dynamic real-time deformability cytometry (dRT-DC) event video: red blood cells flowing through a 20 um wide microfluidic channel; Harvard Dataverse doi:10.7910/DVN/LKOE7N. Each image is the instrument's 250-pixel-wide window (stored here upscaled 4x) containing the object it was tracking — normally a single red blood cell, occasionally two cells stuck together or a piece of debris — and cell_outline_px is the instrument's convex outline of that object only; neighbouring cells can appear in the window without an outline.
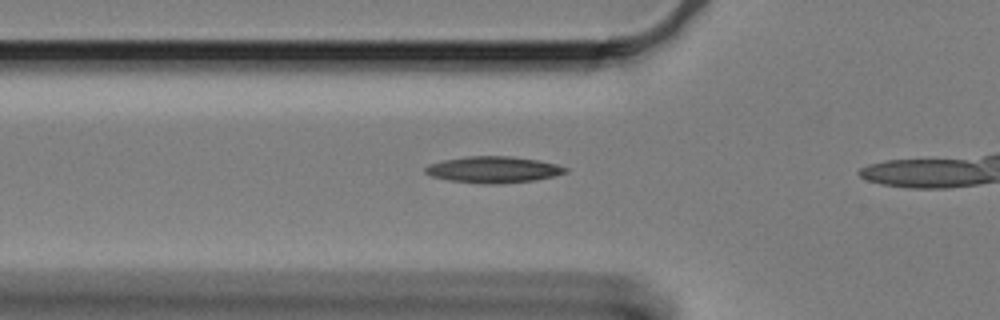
{"species": "Egyptian fruit bat (a non-hibernating species)", "species_latin": "Rousettus aegyptiacus", "temperature_condition": "cold", "stored_images_in_passage": 15, "camera_frame_rate_fps": 3000, "um_per_image_px": 0.085, "animal": {"sex": "female"}, "frame": {"image": 1, "passage_image": 9, "time_ms": 2.667, "image_size_px": [1000, 320], "cell_outline_px": [[568, 172], [536, 180], [500, 184], [480, 184], [448, 180], [432, 176], [424, 172], [424, 168], [428, 164], [444, 160], [464, 156], [512, 156], [536, 160], [556, 164], [568, 168]], "centroid_in_image_um": [41.91, 14.42], "position_along_channel_um": 83.9, "area_um2": 21.68}}
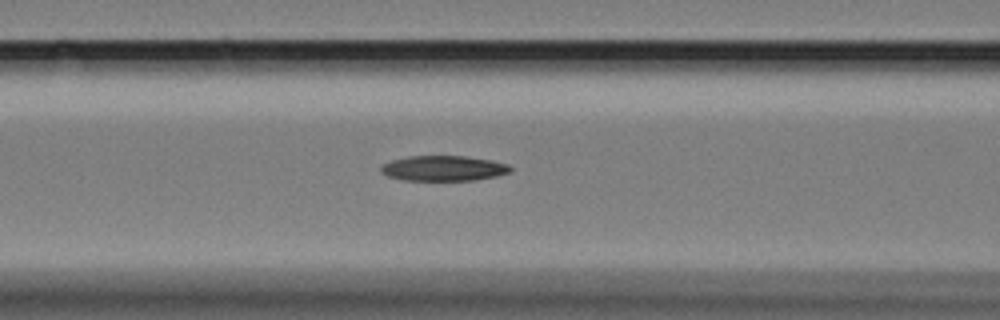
{"frame": {"image": 2, "passage_image": 13, "time_ms": 4.0, "image_size_px": [1000, 320], "cell_outline_px": [[512, 172], [496, 176], [476, 180], [404, 180], [388, 176], [380, 172], [380, 164], [392, 160], [408, 156], [464, 156], [492, 160], [508, 164], [512, 168]], "centroid_in_image_um": [37.7, 14.3], "position_along_channel_um": 128.9, "area_um2": 19.19}}